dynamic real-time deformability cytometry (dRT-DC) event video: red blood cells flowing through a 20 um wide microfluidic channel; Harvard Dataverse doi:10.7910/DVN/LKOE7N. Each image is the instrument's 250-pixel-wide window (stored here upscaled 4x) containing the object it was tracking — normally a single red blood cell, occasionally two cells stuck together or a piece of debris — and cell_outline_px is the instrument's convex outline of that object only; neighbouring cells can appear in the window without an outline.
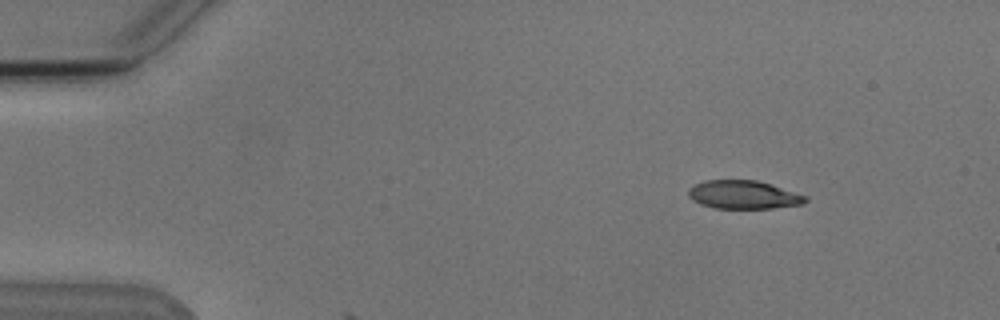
{"species": "Egyptian fruit bat (a non-hibernating species)", "species_latin": "Rousettus aegyptiacus", "temperature_condition": "cold", "stored_images_in_passage": 4, "camera_frame_rate_fps": 3000, "um_per_image_px": 0.085, "animal": {"sex": "male"}, "frame": {"image": 1, "passage_image": 2, "time_ms": 1.333, "image_size_px": [1000, 320], "cell_outline_px": [[808, 200], [804, 204], [772, 208], [712, 208], [700, 204], [692, 200], [688, 196], [688, 188], [704, 180], [756, 180], [808, 196]], "centroid_in_image_um": [63.18, 16.56], "position_along_channel_um": 21.8, "area_um2": 19.36}}
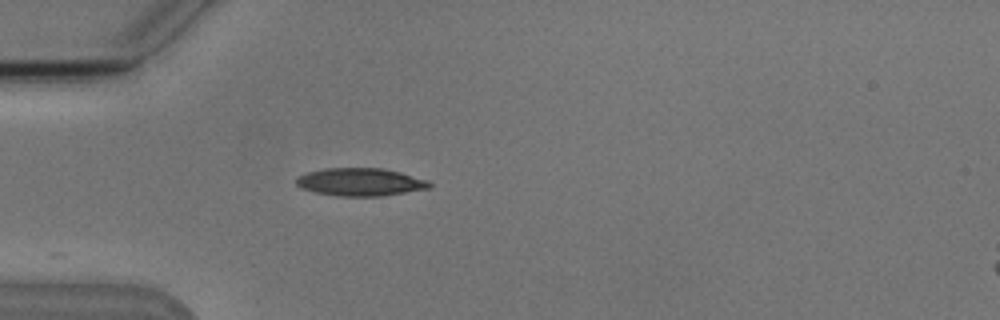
{"frame": {"image": 2, "passage_image": 4, "time_ms": 4.333, "image_size_px": [1000, 320], "cell_outline_px": [[432, 188], [380, 196], [340, 196], [316, 192], [300, 188], [296, 184], [296, 176], [308, 172], [324, 168], [384, 168], [400, 172], [428, 180], [432, 184]], "centroid_in_image_um": [30.63, 15.46], "position_along_channel_um": 54.4, "area_um2": 21.68}}